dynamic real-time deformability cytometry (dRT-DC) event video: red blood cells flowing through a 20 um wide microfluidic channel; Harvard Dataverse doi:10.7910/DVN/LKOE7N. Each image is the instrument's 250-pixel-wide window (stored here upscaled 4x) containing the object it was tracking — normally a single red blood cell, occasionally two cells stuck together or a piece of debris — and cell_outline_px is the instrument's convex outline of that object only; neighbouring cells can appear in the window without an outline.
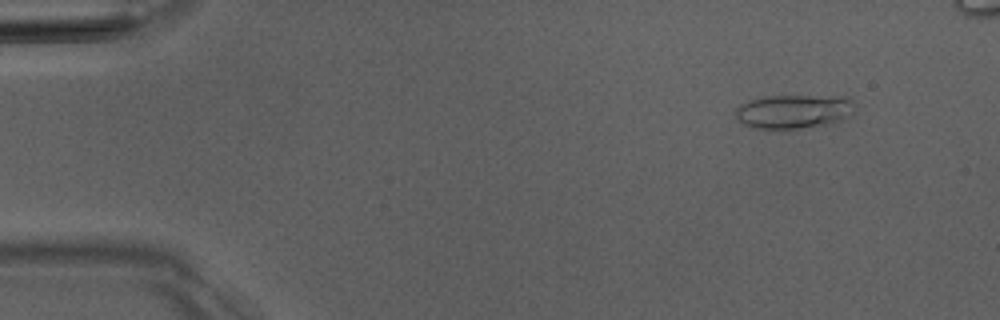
{"species": "Egyptian fruit bat (a non-hibernating species)", "species_latin": "Rousettus aegyptiacus", "temperature_condition": "room temperature", "stored_images_in_passage": 5, "camera_frame_rate_fps": 3000, "um_per_image_px": 0.085, "animal": {"sex": "male"}, "frame": {"image": 1, "passage_image": 2, "time_ms": 1.333, "image_size_px": [1000, 320], "cell_outline_px": [[852, 104], [848, 116], [844, 120], [836, 124], [796, 128], [752, 128], [744, 124], [736, 116], [736, 108], [740, 104], [748, 100], [764, 96], [848, 96], [852, 100]], "centroid_in_image_um": [67.47, 9.47], "position_along_channel_um": 17.5, "area_um2": 23.58}}